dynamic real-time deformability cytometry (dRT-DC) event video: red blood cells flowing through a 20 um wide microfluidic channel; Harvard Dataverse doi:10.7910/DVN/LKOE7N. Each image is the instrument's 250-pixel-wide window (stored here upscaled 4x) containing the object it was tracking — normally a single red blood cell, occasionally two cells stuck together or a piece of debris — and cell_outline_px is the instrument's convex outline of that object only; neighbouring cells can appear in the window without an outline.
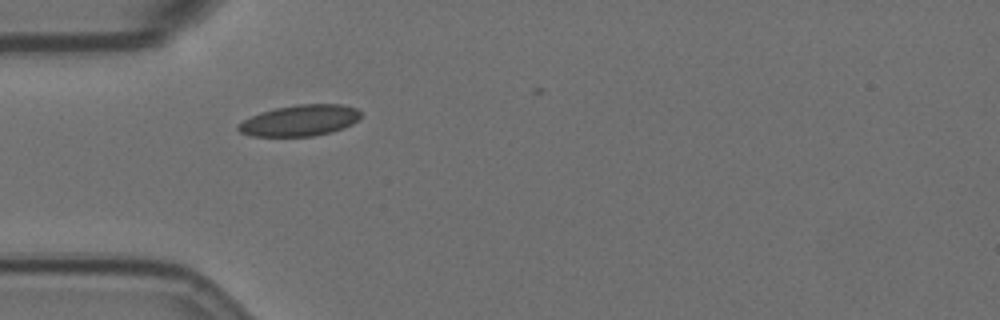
{"species": "Egyptian fruit bat (a non-hibernating species)", "species_latin": "Rousettus aegyptiacus", "temperature_condition": "room temperature", "stored_images_in_passage": 5, "camera_frame_rate_fps": 3000, "um_per_image_px": 0.085, "animal": {"sex": "female"}, "frame": {"image": 1, "passage_image": 1, "time_ms": 0.0, "image_size_px": [1000, 320], "cell_outline_px": [[360, 116], [352, 124], [332, 132], [312, 136], [252, 136], [240, 132], [236, 128], [236, 124], [260, 112], [276, 108], [296, 104], [340, 104], [356, 108], [360, 112]], "centroid_in_image_um": [25.46, 10.24], "position_along_channel_um": 59.5, "area_um2": 22.14}}
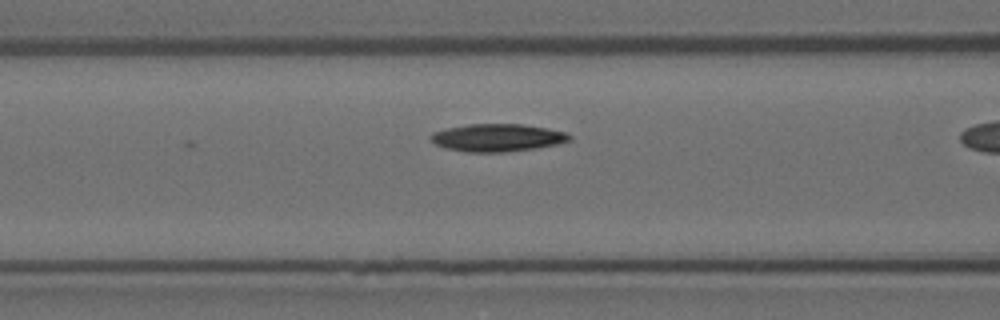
{"frame": {"image": 2, "passage_image": 3, "time_ms": 0.667, "image_size_px": [1000, 320], "cell_outline_px": [[572, 140], [556, 144], [532, 148], [504, 152], [468, 152], [448, 148], [436, 144], [428, 136], [432, 132], [448, 128], [468, 124], [524, 124], [548, 128], [564, 132], [572, 136]], "centroid_in_image_um": [42.28, 11.69], "position_along_channel_um": 124.3, "area_um2": 22.14}}